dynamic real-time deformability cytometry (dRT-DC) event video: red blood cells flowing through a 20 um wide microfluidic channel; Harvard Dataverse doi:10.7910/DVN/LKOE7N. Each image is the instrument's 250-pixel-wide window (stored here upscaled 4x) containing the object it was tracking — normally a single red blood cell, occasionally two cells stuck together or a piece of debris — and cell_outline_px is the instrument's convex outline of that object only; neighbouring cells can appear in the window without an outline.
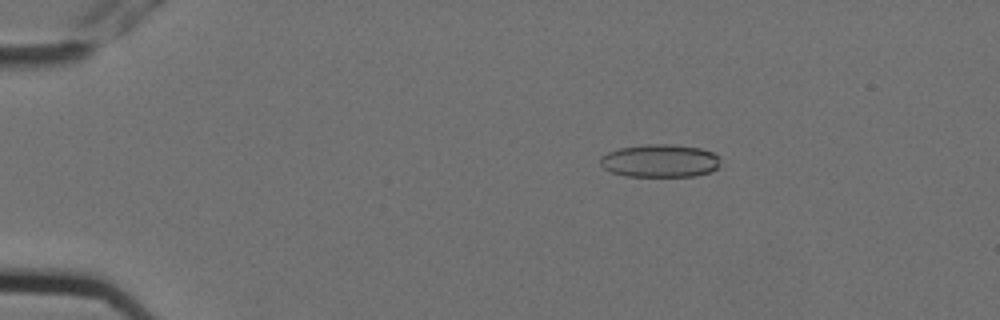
{"species": "Egyptian fruit bat (a non-hibernating species)", "species_latin": "Rousettus aegyptiacus", "temperature_condition": "cold", "stored_images_in_passage": 6, "camera_frame_rate_fps": 3000, "um_per_image_px": 0.085, "animal": {"sex": "female"}, "frame": {"image": 1, "passage_image": 3, "time_ms": 0.667, "image_size_px": [1000, 320], "cell_outline_px": [[720, 164], [712, 172], [696, 176], [624, 176], [612, 172], [604, 168], [600, 164], [600, 156], [608, 152], [620, 148], [644, 144], [672, 144], [700, 148], [712, 152], [720, 156]], "centroid_in_image_um": [56.12, 13.67], "position_along_channel_um": 28.9, "area_um2": 23.29}}
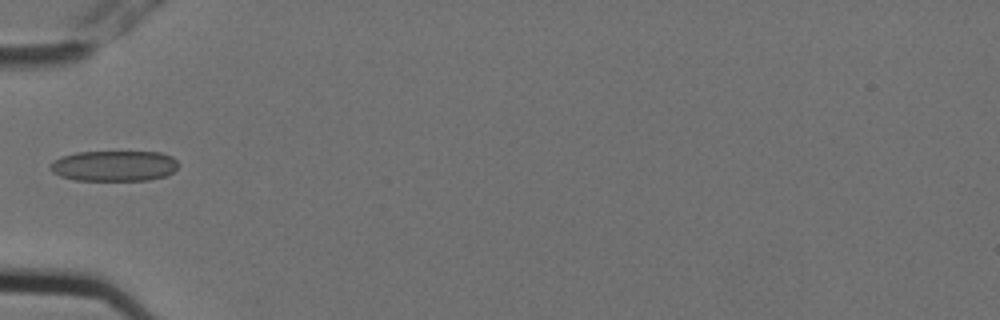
{"frame": {"image": 2, "passage_image": 6, "time_ms": 1.667, "image_size_px": [1000, 320], "cell_outline_px": [[180, 164], [172, 172], [164, 176], [148, 180], [76, 180], [60, 176], [52, 172], [52, 160], [60, 156], [76, 152], [160, 152], [172, 156]], "centroid_in_image_um": [9.7, 14.09], "position_along_channel_um": 75.3, "area_um2": 22.83}}